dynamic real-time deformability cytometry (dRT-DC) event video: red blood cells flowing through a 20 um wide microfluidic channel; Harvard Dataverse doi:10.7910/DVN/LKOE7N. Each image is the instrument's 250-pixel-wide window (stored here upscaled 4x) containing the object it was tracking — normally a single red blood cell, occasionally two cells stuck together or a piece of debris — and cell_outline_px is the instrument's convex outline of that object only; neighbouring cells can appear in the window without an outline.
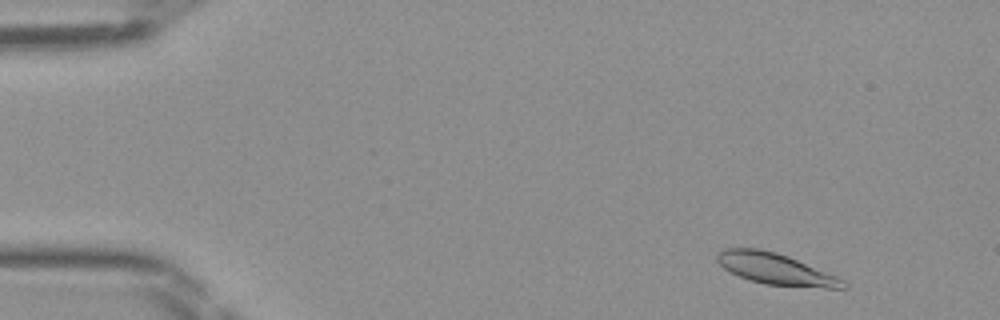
{"species": "Egyptian fruit bat (a non-hibernating species)", "species_latin": "Rousettus aegyptiacus", "temperature_condition": "room temperature", "stored_images_in_passage": 45, "camera_frame_rate_fps": 3000, "um_per_image_px": 0.085, "frame": {"image": 1, "passage_image": 2, "time_ms": 0.333, "image_size_px": [1000, 320], "cell_outline_px": [[848, 288], [824, 288], [764, 284], [740, 276], [724, 268], [716, 260], [716, 256], [724, 248], [760, 248], [776, 252], [788, 256], [836, 276], [844, 280], [848, 284]], "centroid_in_image_um": [65.95, 22.86], "position_along_channel_um": 19.1, "area_um2": 22.72}}
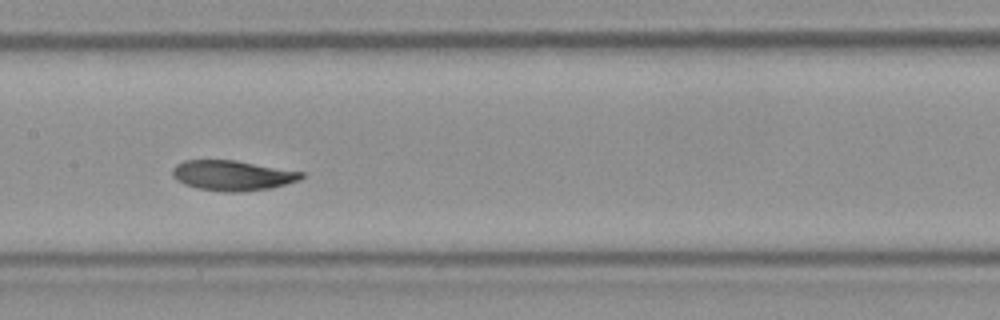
{"frame": {"image": 2, "passage_image": 21, "time_ms": 6.667, "image_size_px": [1000, 320], "cell_outline_px": [[304, 176], [300, 180], [272, 188], [240, 192], [224, 192], [196, 188], [184, 184], [176, 180], [172, 176], [172, 168], [176, 164], [184, 160], [236, 160], [304, 172]], "centroid_in_image_um": [19.75, 14.91], "position_along_channel_um": 187.7, "area_um2": 22.89}}
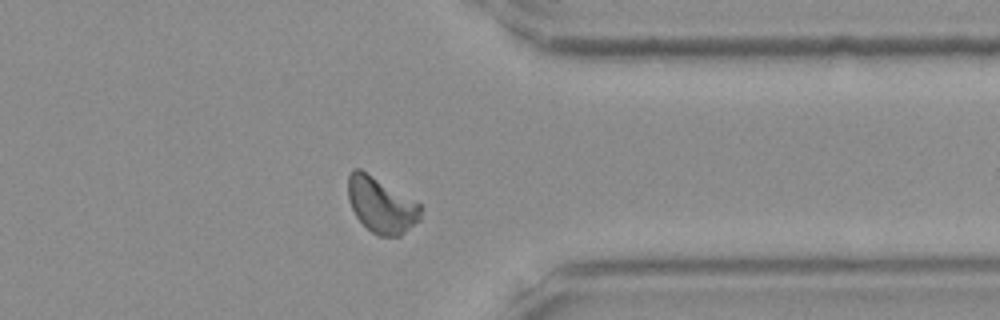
{"frame": {"image": 3, "passage_image": 35, "time_ms": 11.333, "image_size_px": [1000, 320], "cell_outline_px": [[424, 208], [420, 220], [400, 236], [376, 236], [356, 216], [348, 200], [348, 176], [356, 168], [360, 168], [420, 204]], "centroid_in_image_um": [32.42, 17.45], "position_along_channel_um": 379.0, "area_um2": 23.35}}